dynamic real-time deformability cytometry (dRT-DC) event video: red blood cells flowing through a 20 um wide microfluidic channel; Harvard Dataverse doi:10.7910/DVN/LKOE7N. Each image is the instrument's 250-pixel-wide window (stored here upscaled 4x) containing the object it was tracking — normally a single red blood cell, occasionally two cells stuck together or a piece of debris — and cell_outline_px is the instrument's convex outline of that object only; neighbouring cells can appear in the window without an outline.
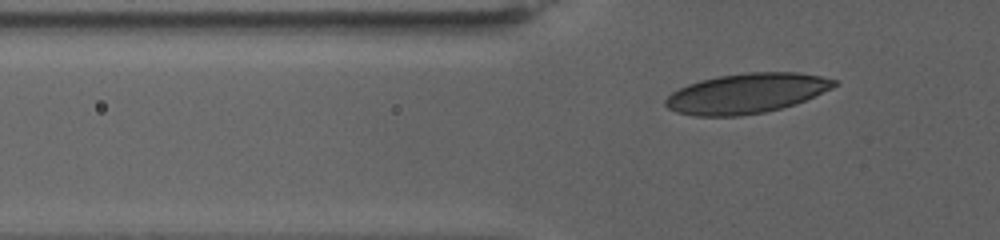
{"species": "human", "species_latin": "Homo sapiens", "temperature_condition": "warm", "stored_images_in_passage": 63, "camera_frame_rate_fps": 3000, "um_per_image_px": 0.085, "donor": {"sex": "female"}, "frame": {"image": 1, "passage_image": 13, "time_ms": 4.0, "image_size_px": [1000, 240], "cell_outline_px": [[840, 84], [832, 88], [796, 104], [764, 112], [740, 116], [692, 116], [676, 112], [668, 108], [664, 104], [664, 100], [672, 92], [688, 84], [700, 80], [716, 76], [748, 72], [800, 72], [820, 76], [836, 80]], "centroid_in_image_um": [63.44, 7.93], "position_along_channel_um": 62.4, "area_um2": 39.42}}
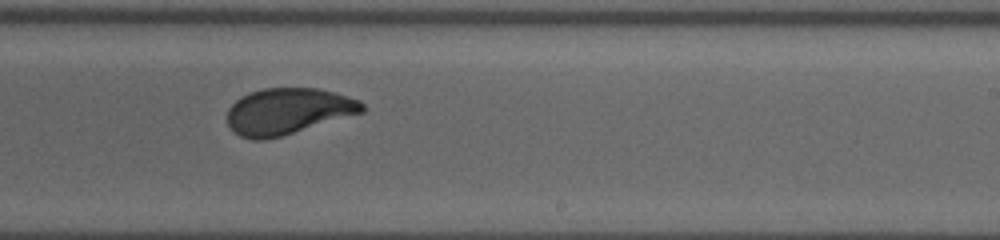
{"frame": {"image": 2, "passage_image": 37, "time_ms": 12.0, "image_size_px": [1000, 240], "cell_outline_px": [[364, 112], [280, 136], [264, 140], [252, 140], [240, 136], [228, 124], [228, 108], [240, 96], [264, 88], [320, 88], [360, 100], [364, 104]], "centroid_in_image_um": [24.47, 9.45], "position_along_channel_um": 264.5, "area_um2": 36.07}}
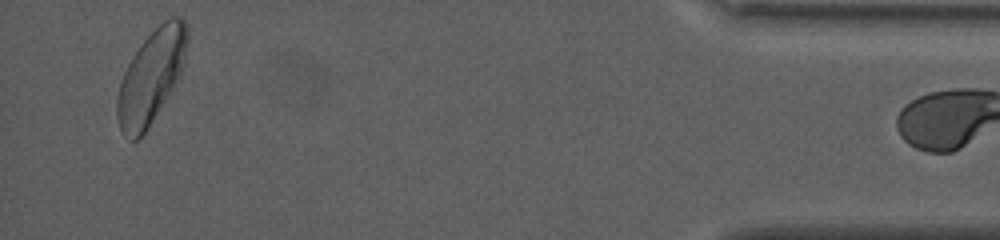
{"frame": {"image": 3, "passage_image": 62, "time_ms": 20.333, "image_size_px": [1000, 240], "cell_outline_px": [[188, 40], [184, 64], [180, 76], [152, 120], [144, 132], [136, 140], [132, 140], [120, 128], [116, 116], [116, 100], [120, 84], [124, 72], [132, 56], [140, 44], [164, 20], [172, 16], [180, 16], [188, 24]], "centroid_in_image_um": [12.87, 6.45], "position_along_channel_um": 422.3, "area_um2": 37.51}}